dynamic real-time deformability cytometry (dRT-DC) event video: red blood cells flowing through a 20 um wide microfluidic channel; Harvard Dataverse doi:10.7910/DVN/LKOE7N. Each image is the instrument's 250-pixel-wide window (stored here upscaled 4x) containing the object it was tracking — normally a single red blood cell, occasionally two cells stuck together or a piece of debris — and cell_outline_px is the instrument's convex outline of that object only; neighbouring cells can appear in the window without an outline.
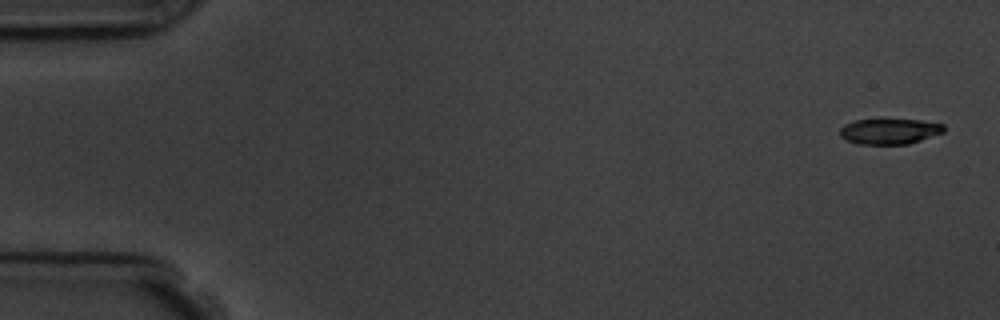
{"species": "common noctule bat (a hibernating species)", "species_latin": "Nyctalus noctula", "temperature_condition": "room temperature", "stored_images_in_passage": 4, "camera_frame_rate_fps": 3000, "um_per_image_px": 0.085, "animal": {"sex": "male", "body_mass_g": 19.5, "forearm_length_mm": 54.6}, "frame": {"image": 1, "passage_image": 1, "time_ms": 0.0, "image_size_px": [1000, 320], "cell_outline_px": [[944, 132], [908, 144], [856, 144], [840, 136], [840, 128], [844, 124], [856, 120], [920, 120], [944, 124]], "centroid_in_image_um": [75.6, 11.17], "position_along_channel_um": 9.4, "area_um2": 15.32}}
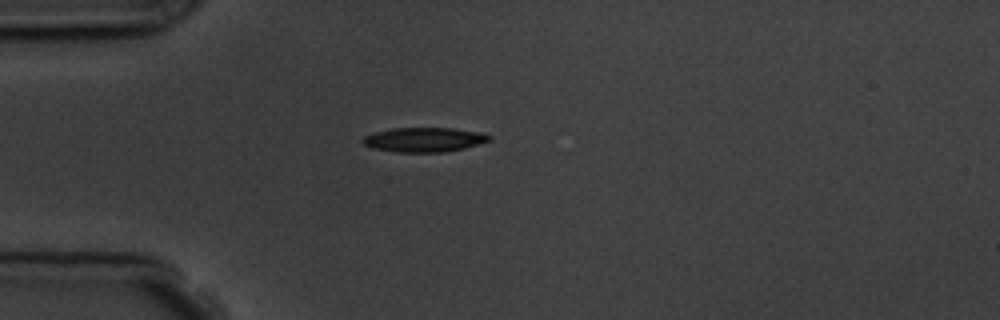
{"frame": {"image": 2, "passage_image": 4, "time_ms": 4.333, "image_size_px": [1000, 320], "cell_outline_px": [[492, 136], [488, 140], [464, 148], [444, 152], [396, 152], [372, 148], [364, 144], [360, 140], [364, 136], [376, 132], [392, 128], [452, 128], [484, 132]], "centroid_in_image_um": [36.03, 11.87], "position_along_channel_um": 49.0, "area_um2": 17.98}}